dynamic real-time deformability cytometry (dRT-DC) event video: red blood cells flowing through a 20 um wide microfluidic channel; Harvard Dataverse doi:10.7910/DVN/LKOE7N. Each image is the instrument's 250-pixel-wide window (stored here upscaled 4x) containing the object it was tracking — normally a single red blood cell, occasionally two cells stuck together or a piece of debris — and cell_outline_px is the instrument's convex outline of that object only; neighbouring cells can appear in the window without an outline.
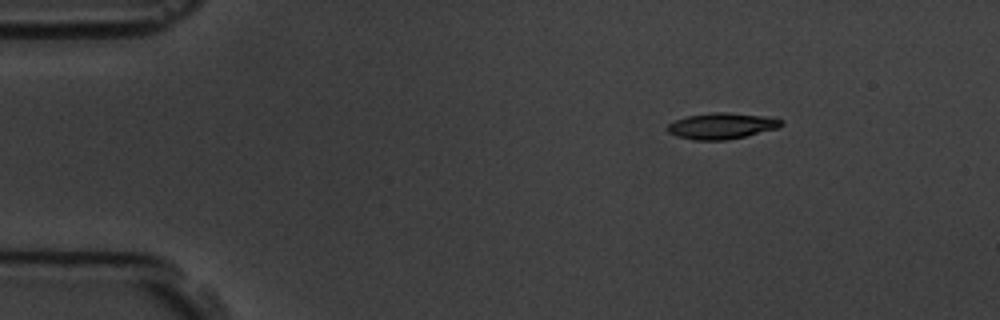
{"species": "common noctule bat (a hibernating species)", "species_latin": "Nyctalus noctula", "temperature_condition": "room temperature", "stored_images_in_passage": 2, "camera_frame_rate_fps": 3000, "um_per_image_px": 0.085, "animal": {"sex": "male", "body_mass_g": 19.5, "forearm_length_mm": 54.6}, "frame": {"image": 1, "passage_image": 2, "time_ms": 1.333, "image_size_px": [1000, 320], "cell_outline_px": [[784, 124], [776, 128], [728, 140], [692, 140], [676, 136], [668, 132], [668, 124], [676, 120], [688, 116], [712, 112], [728, 112], [764, 116], [784, 120]], "centroid_in_image_um": [61.33, 10.7], "position_along_channel_um": 23.7, "area_um2": 17.17}}